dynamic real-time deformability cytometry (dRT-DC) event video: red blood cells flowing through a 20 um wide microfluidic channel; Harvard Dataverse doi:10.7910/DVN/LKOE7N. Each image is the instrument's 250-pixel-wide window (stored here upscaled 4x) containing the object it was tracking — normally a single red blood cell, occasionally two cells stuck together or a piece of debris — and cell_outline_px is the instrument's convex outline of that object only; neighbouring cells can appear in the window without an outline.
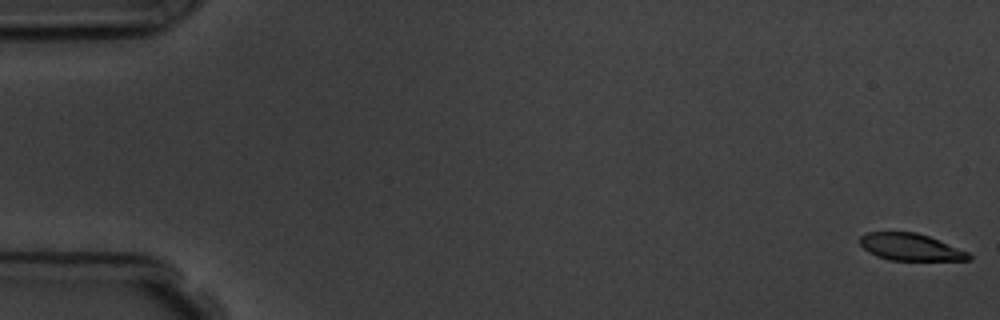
{"species": "common noctule bat (a hibernating species)", "species_latin": "Nyctalus noctula", "temperature_condition": "room temperature", "stored_images_in_passage": 5, "camera_frame_rate_fps": 3000, "um_per_image_px": 0.085, "animal": {"sex": "male", "body_mass_g": 19.5, "forearm_length_mm": 54.6}, "frame": {"image": 1, "passage_image": 1, "time_ms": 0.0, "image_size_px": [1000, 320], "cell_outline_px": [[972, 260], [888, 260], [876, 256], [868, 252], [860, 244], [860, 236], [868, 232], [916, 232], [928, 236], [968, 252], [972, 256]], "centroid_in_image_um": [77.37, 21.0], "position_along_channel_um": 7.6, "area_um2": 17.05}}
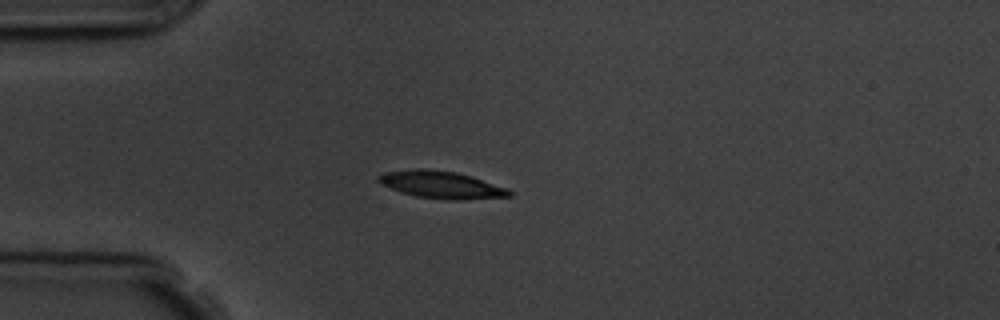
{"frame": {"image": 2, "passage_image": 5, "time_ms": 4.667, "image_size_px": [1000, 320], "cell_outline_px": [[512, 196], [460, 200], [452, 200], [416, 196], [400, 192], [376, 180], [376, 176], [384, 172], [416, 168], [424, 168], [456, 172], [472, 176], [508, 188], [512, 192]], "centroid_in_image_um": [37.52, 15.69], "position_along_channel_um": 47.5, "area_um2": 20.81}}